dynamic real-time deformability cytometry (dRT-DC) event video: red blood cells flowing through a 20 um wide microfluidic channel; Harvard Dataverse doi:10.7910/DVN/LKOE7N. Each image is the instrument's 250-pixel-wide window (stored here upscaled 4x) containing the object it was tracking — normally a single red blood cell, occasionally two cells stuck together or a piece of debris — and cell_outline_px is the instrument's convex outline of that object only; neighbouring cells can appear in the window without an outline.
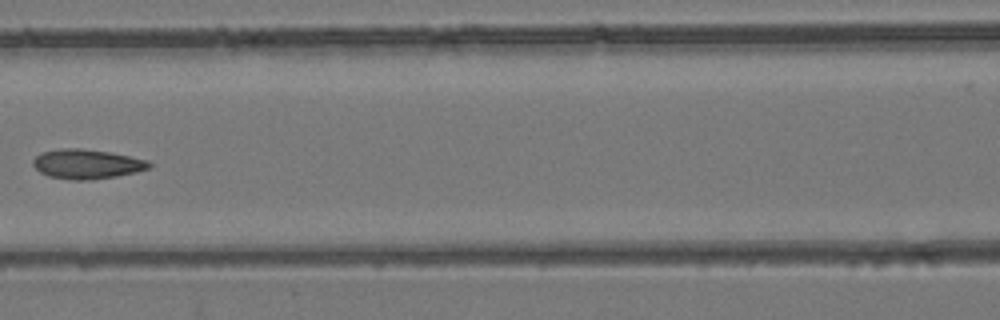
{"species": "common noctule bat (a hibernating species)", "species_latin": "Nyctalus noctula", "temperature_condition": "room temperature", "stored_images_in_passage": 8, "camera_frame_rate_fps": 3000, "um_per_image_px": 0.085, "animal": {"sex": "female", "body_mass_g": 24.6, "forearm_length_mm": 56.2}, "frame": {"image": 1, "passage_image": 7, "time_ms": 7.667, "image_size_px": [1000, 320], "cell_outline_px": [[152, 164], [148, 168], [136, 172], [116, 176], [92, 180], [72, 180], [48, 176], [40, 172], [32, 164], [32, 160], [40, 152], [60, 148], [80, 148], [108, 152], [148, 160]], "centroid_in_image_um": [7.34, 13.94], "position_along_channel_um": 159.3, "area_um2": 20.0}}
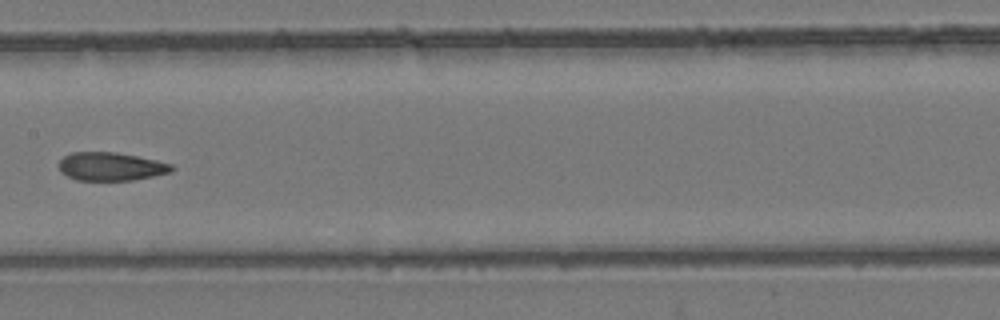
{"frame": {"image": 2, "passage_image": 8, "time_ms": 8.667, "image_size_px": [1000, 320], "cell_outline_px": [[176, 168], [172, 172], [132, 180], [76, 180], [60, 172], [56, 164], [64, 156], [72, 152], [116, 152], [156, 160], [172, 164]], "centroid_in_image_um": [9.4, 14.15], "position_along_channel_um": 198.0, "area_um2": 18.73}}